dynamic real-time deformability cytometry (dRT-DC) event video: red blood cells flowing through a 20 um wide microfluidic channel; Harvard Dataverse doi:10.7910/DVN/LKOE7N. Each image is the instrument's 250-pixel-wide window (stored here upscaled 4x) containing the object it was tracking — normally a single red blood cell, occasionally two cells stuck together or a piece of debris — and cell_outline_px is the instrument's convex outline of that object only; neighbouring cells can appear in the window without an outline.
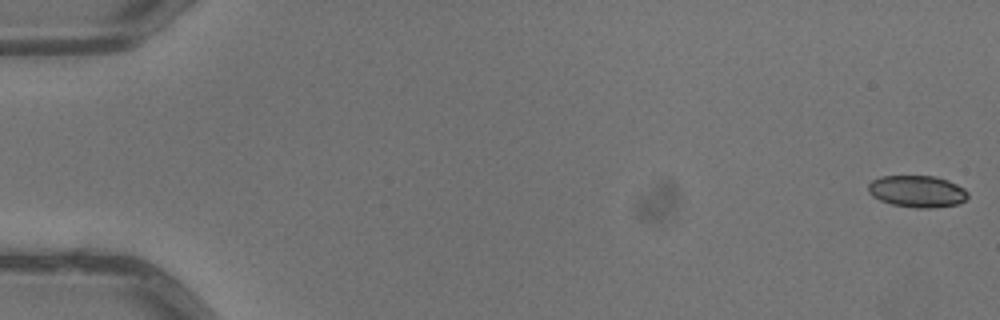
{"species": "common noctule bat (a hibernating species)", "species_latin": "Nyctalus noctula", "temperature_condition": "warm", "stored_images_in_passage": 5, "camera_frame_rate_fps": 3000, "um_per_image_px": 0.085, "animal": {"sex": "male", "body_mass_g": 13.3}, "frame": {"image": 1, "passage_image": 1, "time_ms": 0.0, "image_size_px": [1000, 320], "cell_outline_px": [[968, 196], [960, 204], [932, 208], [916, 208], [892, 204], [880, 200], [872, 196], [868, 192], [868, 184], [872, 180], [880, 176], [936, 176], [948, 180], [964, 188], [968, 192]], "centroid_in_image_um": [77.96, 16.26], "position_along_channel_um": 7.0, "area_um2": 18.61}}
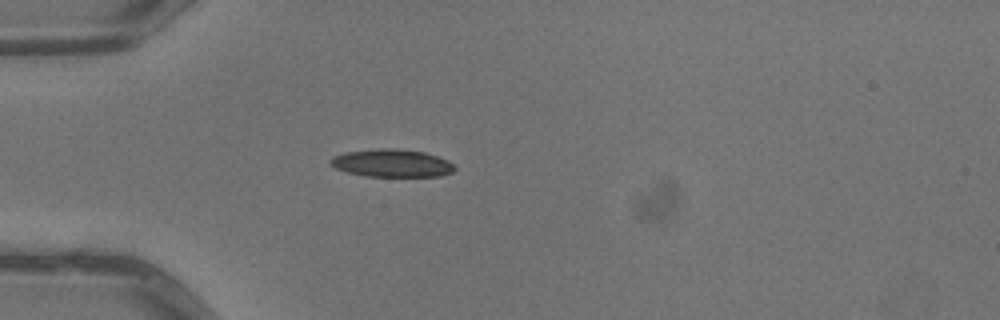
{"frame": {"image": 2, "passage_image": 5, "time_ms": 1.333, "image_size_px": [1000, 320], "cell_outline_px": [[456, 168], [452, 172], [440, 176], [364, 176], [348, 172], [336, 168], [328, 164], [328, 160], [332, 156], [344, 152], [376, 148], [396, 148], [424, 152], [448, 160]], "centroid_in_image_um": [33.25, 13.85], "position_along_channel_um": 51.7, "area_um2": 20.23}}